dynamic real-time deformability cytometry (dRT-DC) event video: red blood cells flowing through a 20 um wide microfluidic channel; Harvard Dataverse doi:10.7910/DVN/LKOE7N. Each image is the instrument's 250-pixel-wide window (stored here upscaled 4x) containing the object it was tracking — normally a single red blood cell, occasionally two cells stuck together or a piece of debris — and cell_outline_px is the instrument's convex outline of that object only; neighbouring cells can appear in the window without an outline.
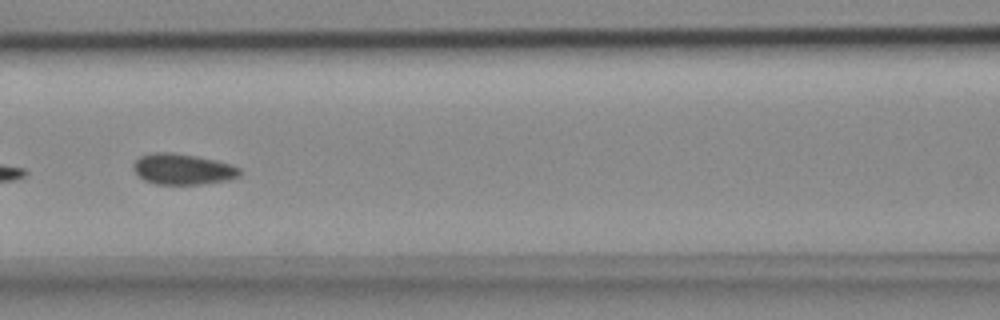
{"species": "common noctule bat (a hibernating species)", "species_latin": "Nyctalus noctula", "temperature_condition": "cold", "stored_images_in_passage": 9, "camera_frame_rate_fps": 3000, "um_per_image_px": 0.085, "animal": {"sex": "female", "body_mass_g": 18.4}, "frame": {"image": 1, "passage_image": 7, "time_ms": 2.0, "image_size_px": [1000, 320], "cell_outline_px": [[240, 176], [228, 180], [200, 184], [156, 184], [144, 180], [132, 168], [132, 164], [140, 156], [156, 152], [172, 152], [196, 156], [216, 160], [232, 164], [240, 168]], "centroid_in_image_um": [15.54, 14.37], "position_along_channel_um": 151.1, "area_um2": 19.13}}
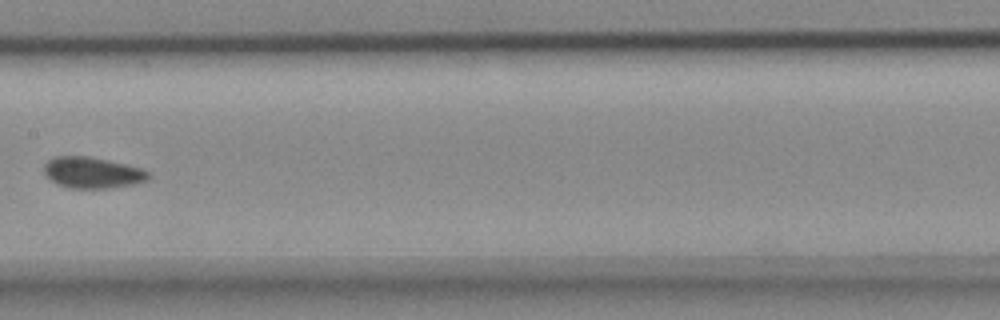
{"frame": {"image": 2, "passage_image": 8, "time_ms": 2.333, "image_size_px": [1000, 320], "cell_outline_px": [[152, 176], [148, 180], [132, 184], [108, 188], [68, 188], [56, 184], [44, 172], [44, 164], [52, 156], [88, 156], [108, 160], [140, 168], [152, 172]], "centroid_in_image_um": [7.86, 14.67], "position_along_channel_um": 199.5, "area_um2": 19.02}}
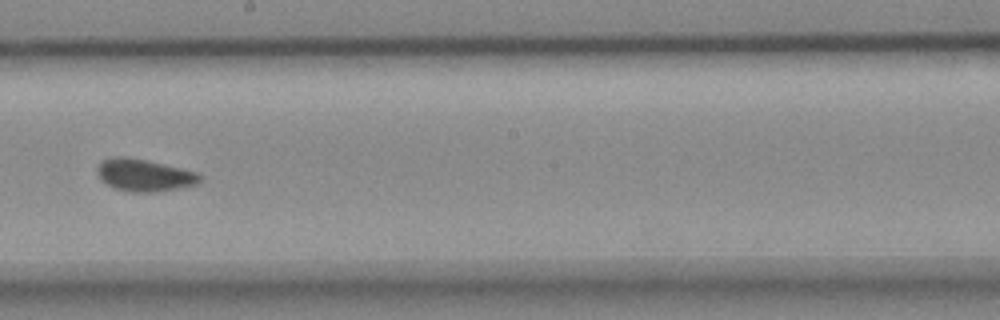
{"frame": {"image": 3, "passage_image": 9, "time_ms": 2.667, "image_size_px": [1000, 320], "cell_outline_px": [[204, 176], [196, 184], [180, 188], [156, 192], [132, 192], [116, 188], [100, 180], [96, 172], [96, 168], [100, 160], [116, 156], [124, 156], [164, 164], [196, 172]], "centroid_in_image_um": [12.23, 14.88], "position_along_channel_um": 236.0, "area_um2": 19.31}}